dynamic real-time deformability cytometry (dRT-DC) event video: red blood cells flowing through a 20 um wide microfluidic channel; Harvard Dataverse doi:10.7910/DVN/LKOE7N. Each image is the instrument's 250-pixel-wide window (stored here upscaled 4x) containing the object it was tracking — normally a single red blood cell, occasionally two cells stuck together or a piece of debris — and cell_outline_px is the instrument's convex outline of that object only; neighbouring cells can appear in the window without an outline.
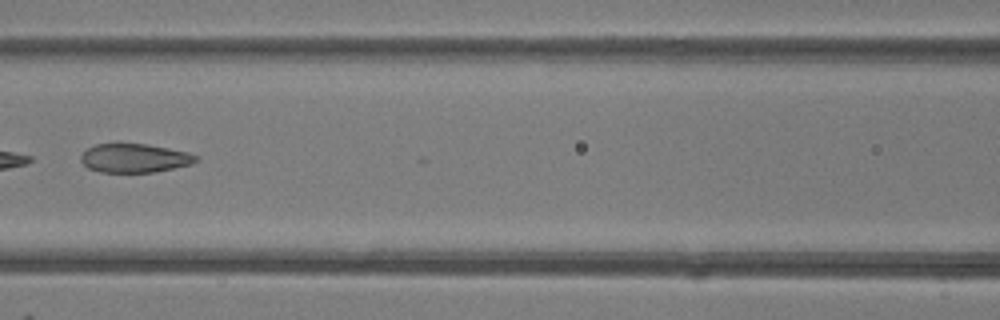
{"species": "common noctule bat (a hibernating species)", "species_latin": "Nyctalus noctula", "temperature_condition": "room temperature", "stored_images_in_passage": 4, "camera_frame_rate_fps": 3000, "um_per_image_px": 0.085, "animal": {"sex": "female"}, "frame": {"image": 1, "passage_image": 4, "time_ms": 3.333, "image_size_px": [1000, 320], "cell_outline_px": [[200, 160], [192, 164], [156, 172], [100, 172], [88, 168], [80, 160], [80, 156], [88, 148], [96, 144], [116, 140], [144, 144], [168, 148], [188, 152], [196, 156]], "centroid_in_image_um": [11.4, 13.4], "position_along_channel_um": 155.2, "area_um2": 19.94}}